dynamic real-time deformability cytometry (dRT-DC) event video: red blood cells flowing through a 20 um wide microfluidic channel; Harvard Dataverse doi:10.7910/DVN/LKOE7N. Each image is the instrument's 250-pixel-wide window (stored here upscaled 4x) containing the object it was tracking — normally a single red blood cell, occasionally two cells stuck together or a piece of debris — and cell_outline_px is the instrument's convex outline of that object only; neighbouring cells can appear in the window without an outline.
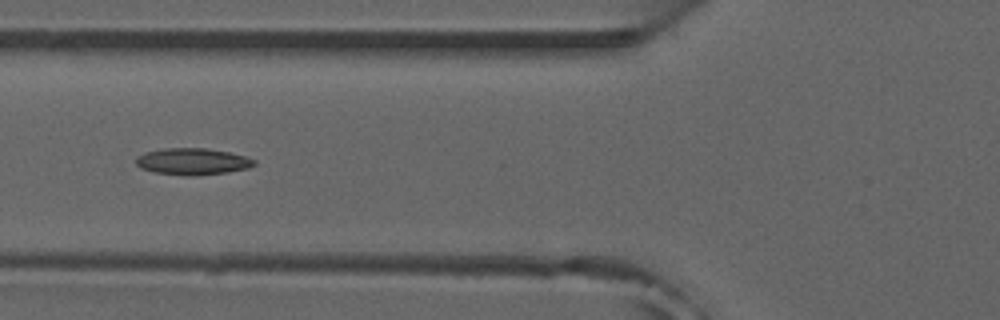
{"species": "common noctule bat (a hibernating species)", "species_latin": "Nyctalus noctula", "temperature_condition": "room temperature", "stored_images_in_passage": 6, "camera_frame_rate_fps": 3000, "um_per_image_px": 0.085, "animal": {"sex": "male", "forearm_length_mm": 52.5}, "frame": {"image": 1, "passage_image": 5, "time_ms": 1.333, "image_size_px": [1000, 320], "cell_outline_px": [[256, 164], [248, 168], [228, 172], [196, 176], [184, 176], [156, 172], [140, 168], [136, 164], [136, 156], [144, 152], [164, 148], [208, 148], [248, 156], [256, 160]], "centroid_in_image_um": [16.38, 13.72], "position_along_channel_um": 109.4, "area_um2": 18.61}}
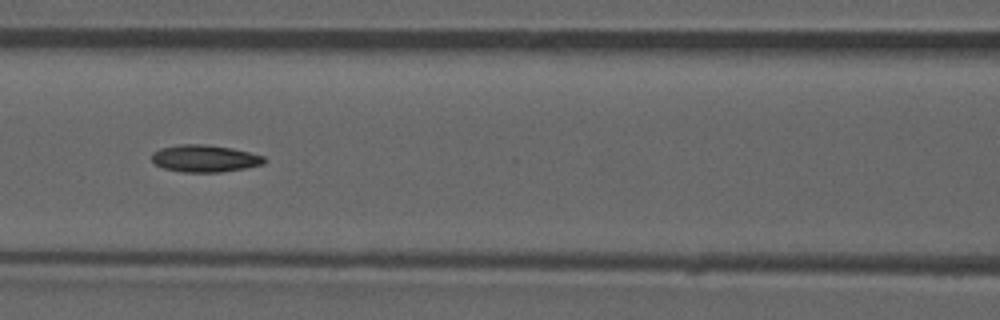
{"frame": {"image": 2, "passage_image": 6, "time_ms": 1.667, "image_size_px": [1000, 320], "cell_outline_px": [[268, 160], [264, 164], [244, 168], [220, 172], [184, 172], [164, 168], [156, 164], [152, 160], [152, 152], [160, 148], [180, 144], [204, 144], [232, 148], [264, 156]], "centroid_in_image_um": [17.41, 13.46], "position_along_channel_um": 149.2, "area_um2": 17.74}}